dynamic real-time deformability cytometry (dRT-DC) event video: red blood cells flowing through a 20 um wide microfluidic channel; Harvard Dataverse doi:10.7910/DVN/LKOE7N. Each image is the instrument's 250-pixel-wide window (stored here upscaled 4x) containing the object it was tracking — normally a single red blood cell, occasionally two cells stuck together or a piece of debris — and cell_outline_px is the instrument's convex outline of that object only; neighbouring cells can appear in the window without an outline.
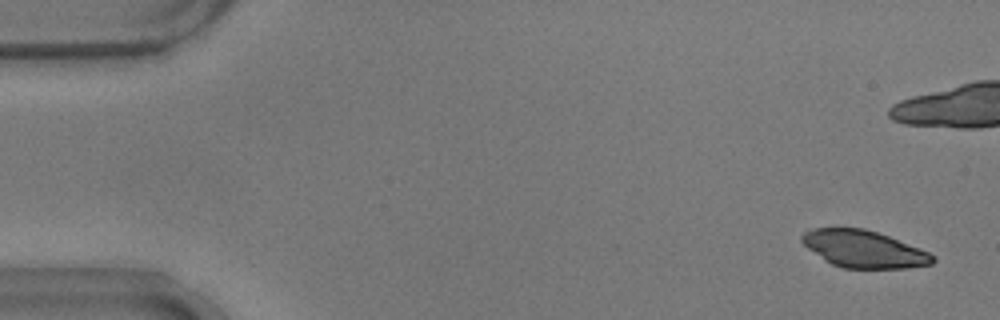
{"species": "common noctule bat (a hibernating species)", "species_latin": "Nyctalus noctula", "temperature_condition": "warm", "stored_images_in_passage": 6, "camera_frame_rate_fps": 3000, "um_per_image_px": 0.085, "animal": {"sex": "male", "body_mass_g": 17.9}, "frame": {"image": 1, "passage_image": 1, "time_ms": 0.0, "image_size_px": [1000, 320], "cell_outline_px": [[936, 260], [932, 264], [904, 268], [844, 268], [832, 264], [824, 260], [808, 248], [800, 240], [800, 236], [804, 232], [812, 228], [864, 228], [888, 236], [920, 248], [936, 256]], "centroid_in_image_um": [73.42, 21.17], "position_along_channel_um": 11.6, "area_um2": 28.21}}